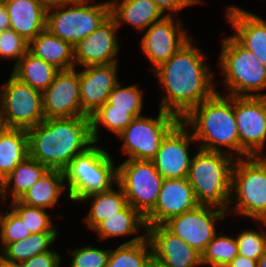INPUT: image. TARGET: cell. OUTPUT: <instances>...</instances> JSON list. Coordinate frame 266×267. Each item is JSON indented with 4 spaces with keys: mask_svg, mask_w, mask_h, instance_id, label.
<instances>
[{
    "mask_svg": "<svg viewBox=\"0 0 266 267\" xmlns=\"http://www.w3.org/2000/svg\"><path fill=\"white\" fill-rule=\"evenodd\" d=\"M198 44L201 45L192 36L168 61L150 73L162 91L158 95L161 97L158 108L180 119L218 90L216 70L206 62L208 51Z\"/></svg>",
    "mask_w": 266,
    "mask_h": 267,
    "instance_id": "obj_1",
    "label": "cell"
},
{
    "mask_svg": "<svg viewBox=\"0 0 266 267\" xmlns=\"http://www.w3.org/2000/svg\"><path fill=\"white\" fill-rule=\"evenodd\" d=\"M27 131L29 156L48 169L63 171L94 144L89 116L44 119Z\"/></svg>",
    "mask_w": 266,
    "mask_h": 267,
    "instance_id": "obj_2",
    "label": "cell"
},
{
    "mask_svg": "<svg viewBox=\"0 0 266 267\" xmlns=\"http://www.w3.org/2000/svg\"><path fill=\"white\" fill-rule=\"evenodd\" d=\"M181 121L191 130L197 148L240 158L234 96L216 92L194 107Z\"/></svg>",
    "mask_w": 266,
    "mask_h": 267,
    "instance_id": "obj_3",
    "label": "cell"
},
{
    "mask_svg": "<svg viewBox=\"0 0 266 267\" xmlns=\"http://www.w3.org/2000/svg\"><path fill=\"white\" fill-rule=\"evenodd\" d=\"M217 68L222 74L218 93L228 96L266 97V66L231 34L219 41ZM225 88V89H224Z\"/></svg>",
    "mask_w": 266,
    "mask_h": 267,
    "instance_id": "obj_4",
    "label": "cell"
},
{
    "mask_svg": "<svg viewBox=\"0 0 266 267\" xmlns=\"http://www.w3.org/2000/svg\"><path fill=\"white\" fill-rule=\"evenodd\" d=\"M197 150L192 157L187 180L199 206L226 213L231 196V175L235 158L223 152Z\"/></svg>",
    "mask_w": 266,
    "mask_h": 267,
    "instance_id": "obj_5",
    "label": "cell"
},
{
    "mask_svg": "<svg viewBox=\"0 0 266 267\" xmlns=\"http://www.w3.org/2000/svg\"><path fill=\"white\" fill-rule=\"evenodd\" d=\"M100 143H94L76 155L63 170L70 202L78 204L83 198L111 189L117 184V161ZM76 203V204H75Z\"/></svg>",
    "mask_w": 266,
    "mask_h": 267,
    "instance_id": "obj_6",
    "label": "cell"
},
{
    "mask_svg": "<svg viewBox=\"0 0 266 267\" xmlns=\"http://www.w3.org/2000/svg\"><path fill=\"white\" fill-rule=\"evenodd\" d=\"M228 217L266 220V156L235 159Z\"/></svg>",
    "mask_w": 266,
    "mask_h": 267,
    "instance_id": "obj_7",
    "label": "cell"
},
{
    "mask_svg": "<svg viewBox=\"0 0 266 267\" xmlns=\"http://www.w3.org/2000/svg\"><path fill=\"white\" fill-rule=\"evenodd\" d=\"M103 1L65 0L49 3L46 29L74 47L110 17V2Z\"/></svg>",
    "mask_w": 266,
    "mask_h": 267,
    "instance_id": "obj_8",
    "label": "cell"
},
{
    "mask_svg": "<svg viewBox=\"0 0 266 267\" xmlns=\"http://www.w3.org/2000/svg\"><path fill=\"white\" fill-rule=\"evenodd\" d=\"M157 115L135 118L117 137L122 142L119 151L125 159L152 160L162 140L181 121L173 113L160 108Z\"/></svg>",
    "mask_w": 266,
    "mask_h": 267,
    "instance_id": "obj_9",
    "label": "cell"
},
{
    "mask_svg": "<svg viewBox=\"0 0 266 267\" xmlns=\"http://www.w3.org/2000/svg\"><path fill=\"white\" fill-rule=\"evenodd\" d=\"M9 74L0 85V123L6 128L28 130L45 119L42 92Z\"/></svg>",
    "mask_w": 266,
    "mask_h": 267,
    "instance_id": "obj_10",
    "label": "cell"
},
{
    "mask_svg": "<svg viewBox=\"0 0 266 267\" xmlns=\"http://www.w3.org/2000/svg\"><path fill=\"white\" fill-rule=\"evenodd\" d=\"M117 177L128 204L145 218L155 208L164 178L151 160L137 159L118 163Z\"/></svg>",
    "mask_w": 266,
    "mask_h": 267,
    "instance_id": "obj_11",
    "label": "cell"
},
{
    "mask_svg": "<svg viewBox=\"0 0 266 267\" xmlns=\"http://www.w3.org/2000/svg\"><path fill=\"white\" fill-rule=\"evenodd\" d=\"M181 19L185 18L165 16L140 34L139 52L150 62L148 72L168 61L192 37Z\"/></svg>",
    "mask_w": 266,
    "mask_h": 267,
    "instance_id": "obj_12",
    "label": "cell"
},
{
    "mask_svg": "<svg viewBox=\"0 0 266 267\" xmlns=\"http://www.w3.org/2000/svg\"><path fill=\"white\" fill-rule=\"evenodd\" d=\"M240 158L266 156V97L234 96Z\"/></svg>",
    "mask_w": 266,
    "mask_h": 267,
    "instance_id": "obj_13",
    "label": "cell"
},
{
    "mask_svg": "<svg viewBox=\"0 0 266 267\" xmlns=\"http://www.w3.org/2000/svg\"><path fill=\"white\" fill-rule=\"evenodd\" d=\"M227 219L228 213L220 209L198 206L191 211L170 218L164 225L192 248L202 253L219 232V224L226 222Z\"/></svg>",
    "mask_w": 266,
    "mask_h": 267,
    "instance_id": "obj_14",
    "label": "cell"
},
{
    "mask_svg": "<svg viewBox=\"0 0 266 267\" xmlns=\"http://www.w3.org/2000/svg\"><path fill=\"white\" fill-rule=\"evenodd\" d=\"M195 145L191 130L180 121L162 140L151 161L164 179L187 178Z\"/></svg>",
    "mask_w": 266,
    "mask_h": 267,
    "instance_id": "obj_15",
    "label": "cell"
},
{
    "mask_svg": "<svg viewBox=\"0 0 266 267\" xmlns=\"http://www.w3.org/2000/svg\"><path fill=\"white\" fill-rule=\"evenodd\" d=\"M119 28L110 16L89 36L74 46L75 68L120 62Z\"/></svg>",
    "mask_w": 266,
    "mask_h": 267,
    "instance_id": "obj_16",
    "label": "cell"
},
{
    "mask_svg": "<svg viewBox=\"0 0 266 267\" xmlns=\"http://www.w3.org/2000/svg\"><path fill=\"white\" fill-rule=\"evenodd\" d=\"M79 68L60 70L42 93L45 119L82 116Z\"/></svg>",
    "mask_w": 266,
    "mask_h": 267,
    "instance_id": "obj_17",
    "label": "cell"
},
{
    "mask_svg": "<svg viewBox=\"0 0 266 267\" xmlns=\"http://www.w3.org/2000/svg\"><path fill=\"white\" fill-rule=\"evenodd\" d=\"M119 62L79 68L82 116H91L107 101L111 91L120 82Z\"/></svg>",
    "mask_w": 266,
    "mask_h": 267,
    "instance_id": "obj_18",
    "label": "cell"
},
{
    "mask_svg": "<svg viewBox=\"0 0 266 267\" xmlns=\"http://www.w3.org/2000/svg\"><path fill=\"white\" fill-rule=\"evenodd\" d=\"M153 258L166 267H201V253L164 224L147 227Z\"/></svg>",
    "mask_w": 266,
    "mask_h": 267,
    "instance_id": "obj_19",
    "label": "cell"
},
{
    "mask_svg": "<svg viewBox=\"0 0 266 267\" xmlns=\"http://www.w3.org/2000/svg\"><path fill=\"white\" fill-rule=\"evenodd\" d=\"M198 206L194 190L187 178L164 179L155 208L145 217L146 226L164 224L170 218Z\"/></svg>",
    "mask_w": 266,
    "mask_h": 267,
    "instance_id": "obj_20",
    "label": "cell"
},
{
    "mask_svg": "<svg viewBox=\"0 0 266 267\" xmlns=\"http://www.w3.org/2000/svg\"><path fill=\"white\" fill-rule=\"evenodd\" d=\"M225 21L231 35L266 66V20L236 4L226 5Z\"/></svg>",
    "mask_w": 266,
    "mask_h": 267,
    "instance_id": "obj_21",
    "label": "cell"
},
{
    "mask_svg": "<svg viewBox=\"0 0 266 267\" xmlns=\"http://www.w3.org/2000/svg\"><path fill=\"white\" fill-rule=\"evenodd\" d=\"M13 29L30 42L46 29V15L49 3L45 0H5Z\"/></svg>",
    "mask_w": 266,
    "mask_h": 267,
    "instance_id": "obj_22",
    "label": "cell"
},
{
    "mask_svg": "<svg viewBox=\"0 0 266 267\" xmlns=\"http://www.w3.org/2000/svg\"><path fill=\"white\" fill-rule=\"evenodd\" d=\"M96 238L101 241H109L118 238H128L121 244L135 243L147 237L145 218L129 204L120 212L101 222L93 231ZM141 233V234H140ZM128 236V237H127ZM122 237V238H121Z\"/></svg>",
    "mask_w": 266,
    "mask_h": 267,
    "instance_id": "obj_23",
    "label": "cell"
},
{
    "mask_svg": "<svg viewBox=\"0 0 266 267\" xmlns=\"http://www.w3.org/2000/svg\"><path fill=\"white\" fill-rule=\"evenodd\" d=\"M110 16L119 32L123 25L132 27L138 36L165 15L152 0H109ZM121 27V28H120Z\"/></svg>",
    "mask_w": 266,
    "mask_h": 267,
    "instance_id": "obj_24",
    "label": "cell"
},
{
    "mask_svg": "<svg viewBox=\"0 0 266 267\" xmlns=\"http://www.w3.org/2000/svg\"><path fill=\"white\" fill-rule=\"evenodd\" d=\"M62 197L67 199L66 202L70 201L65 187L64 172L58 169H48L19 201L27 206L53 211V209L59 210L58 203H61Z\"/></svg>",
    "mask_w": 266,
    "mask_h": 267,
    "instance_id": "obj_25",
    "label": "cell"
},
{
    "mask_svg": "<svg viewBox=\"0 0 266 267\" xmlns=\"http://www.w3.org/2000/svg\"><path fill=\"white\" fill-rule=\"evenodd\" d=\"M79 203L87 205L88 210L81 219L91 232L105 219L120 212L128 205L123 189L118 183L107 191L83 198Z\"/></svg>",
    "mask_w": 266,
    "mask_h": 267,
    "instance_id": "obj_26",
    "label": "cell"
},
{
    "mask_svg": "<svg viewBox=\"0 0 266 267\" xmlns=\"http://www.w3.org/2000/svg\"><path fill=\"white\" fill-rule=\"evenodd\" d=\"M28 50L59 70L75 68L74 47L47 29L29 42Z\"/></svg>",
    "mask_w": 266,
    "mask_h": 267,
    "instance_id": "obj_27",
    "label": "cell"
},
{
    "mask_svg": "<svg viewBox=\"0 0 266 267\" xmlns=\"http://www.w3.org/2000/svg\"><path fill=\"white\" fill-rule=\"evenodd\" d=\"M27 156L28 131L21 128H6L0 123V181Z\"/></svg>",
    "mask_w": 266,
    "mask_h": 267,
    "instance_id": "obj_28",
    "label": "cell"
},
{
    "mask_svg": "<svg viewBox=\"0 0 266 267\" xmlns=\"http://www.w3.org/2000/svg\"><path fill=\"white\" fill-rule=\"evenodd\" d=\"M48 168L34 158L27 156L2 181L4 197L19 200L45 174Z\"/></svg>",
    "mask_w": 266,
    "mask_h": 267,
    "instance_id": "obj_29",
    "label": "cell"
},
{
    "mask_svg": "<svg viewBox=\"0 0 266 267\" xmlns=\"http://www.w3.org/2000/svg\"><path fill=\"white\" fill-rule=\"evenodd\" d=\"M59 71L29 50L12 69L10 68L11 74L18 80L42 93L53 82Z\"/></svg>",
    "mask_w": 266,
    "mask_h": 267,
    "instance_id": "obj_30",
    "label": "cell"
},
{
    "mask_svg": "<svg viewBox=\"0 0 266 267\" xmlns=\"http://www.w3.org/2000/svg\"><path fill=\"white\" fill-rule=\"evenodd\" d=\"M59 234L60 232L30 234L26 239L9 243L3 249L2 256L6 260L22 263L36 255L51 251L60 237Z\"/></svg>",
    "mask_w": 266,
    "mask_h": 267,
    "instance_id": "obj_31",
    "label": "cell"
},
{
    "mask_svg": "<svg viewBox=\"0 0 266 267\" xmlns=\"http://www.w3.org/2000/svg\"><path fill=\"white\" fill-rule=\"evenodd\" d=\"M134 119L127 111L111 110V105L106 102L90 116L94 143L103 144L101 140L104 136H101V133L105 131L114 134L116 138Z\"/></svg>",
    "mask_w": 266,
    "mask_h": 267,
    "instance_id": "obj_32",
    "label": "cell"
},
{
    "mask_svg": "<svg viewBox=\"0 0 266 267\" xmlns=\"http://www.w3.org/2000/svg\"><path fill=\"white\" fill-rule=\"evenodd\" d=\"M113 247L110 246L106 267H147L153 258L152 246L148 237L135 243H118L117 247L113 244Z\"/></svg>",
    "mask_w": 266,
    "mask_h": 267,
    "instance_id": "obj_33",
    "label": "cell"
},
{
    "mask_svg": "<svg viewBox=\"0 0 266 267\" xmlns=\"http://www.w3.org/2000/svg\"><path fill=\"white\" fill-rule=\"evenodd\" d=\"M219 229L201 253L202 267H225L238 255L234 233L225 232L222 226Z\"/></svg>",
    "mask_w": 266,
    "mask_h": 267,
    "instance_id": "obj_34",
    "label": "cell"
},
{
    "mask_svg": "<svg viewBox=\"0 0 266 267\" xmlns=\"http://www.w3.org/2000/svg\"><path fill=\"white\" fill-rule=\"evenodd\" d=\"M8 203L9 204L7 205L21 218L26 229H28L31 234L40 232H60L58 229L59 225L55 224L56 221L53 216L62 218V211L61 213L58 211L59 213L57 215H52V211L27 206L22 204L19 200H14Z\"/></svg>",
    "mask_w": 266,
    "mask_h": 267,
    "instance_id": "obj_35",
    "label": "cell"
},
{
    "mask_svg": "<svg viewBox=\"0 0 266 267\" xmlns=\"http://www.w3.org/2000/svg\"><path fill=\"white\" fill-rule=\"evenodd\" d=\"M144 92L137 82L126 86L120 80L111 91L107 102L111 105V110L127 111L137 118L146 115L142 112L145 110Z\"/></svg>",
    "mask_w": 266,
    "mask_h": 267,
    "instance_id": "obj_36",
    "label": "cell"
},
{
    "mask_svg": "<svg viewBox=\"0 0 266 267\" xmlns=\"http://www.w3.org/2000/svg\"><path fill=\"white\" fill-rule=\"evenodd\" d=\"M255 226H245L242 230L235 231L238 254L250 259L258 260L266 249V222L253 221Z\"/></svg>",
    "mask_w": 266,
    "mask_h": 267,
    "instance_id": "obj_37",
    "label": "cell"
},
{
    "mask_svg": "<svg viewBox=\"0 0 266 267\" xmlns=\"http://www.w3.org/2000/svg\"><path fill=\"white\" fill-rule=\"evenodd\" d=\"M88 242V245L77 246L76 248L67 249V257L69 263L67 267H106L110 255V247L100 248V245L93 246ZM69 255V256H68Z\"/></svg>",
    "mask_w": 266,
    "mask_h": 267,
    "instance_id": "obj_38",
    "label": "cell"
},
{
    "mask_svg": "<svg viewBox=\"0 0 266 267\" xmlns=\"http://www.w3.org/2000/svg\"><path fill=\"white\" fill-rule=\"evenodd\" d=\"M31 233L21 218L7 205L0 217V241L4 249L9 243L26 239Z\"/></svg>",
    "mask_w": 266,
    "mask_h": 267,
    "instance_id": "obj_39",
    "label": "cell"
},
{
    "mask_svg": "<svg viewBox=\"0 0 266 267\" xmlns=\"http://www.w3.org/2000/svg\"><path fill=\"white\" fill-rule=\"evenodd\" d=\"M29 42L13 29L0 32V59L12 61L14 67L28 51ZM14 61V62H13Z\"/></svg>",
    "mask_w": 266,
    "mask_h": 267,
    "instance_id": "obj_40",
    "label": "cell"
},
{
    "mask_svg": "<svg viewBox=\"0 0 266 267\" xmlns=\"http://www.w3.org/2000/svg\"><path fill=\"white\" fill-rule=\"evenodd\" d=\"M61 255L63 254L58 252L57 247L55 246L49 252L36 255L20 263V267H63L62 262L66 263V261H63V257Z\"/></svg>",
    "mask_w": 266,
    "mask_h": 267,
    "instance_id": "obj_41",
    "label": "cell"
},
{
    "mask_svg": "<svg viewBox=\"0 0 266 267\" xmlns=\"http://www.w3.org/2000/svg\"><path fill=\"white\" fill-rule=\"evenodd\" d=\"M165 16H180L185 8L198 5L194 0H152Z\"/></svg>",
    "mask_w": 266,
    "mask_h": 267,
    "instance_id": "obj_42",
    "label": "cell"
},
{
    "mask_svg": "<svg viewBox=\"0 0 266 267\" xmlns=\"http://www.w3.org/2000/svg\"><path fill=\"white\" fill-rule=\"evenodd\" d=\"M225 267H257V260L250 259L245 256L237 255L227 266Z\"/></svg>",
    "mask_w": 266,
    "mask_h": 267,
    "instance_id": "obj_43",
    "label": "cell"
},
{
    "mask_svg": "<svg viewBox=\"0 0 266 267\" xmlns=\"http://www.w3.org/2000/svg\"><path fill=\"white\" fill-rule=\"evenodd\" d=\"M10 28L9 15L4 2L0 3V32Z\"/></svg>",
    "mask_w": 266,
    "mask_h": 267,
    "instance_id": "obj_44",
    "label": "cell"
},
{
    "mask_svg": "<svg viewBox=\"0 0 266 267\" xmlns=\"http://www.w3.org/2000/svg\"><path fill=\"white\" fill-rule=\"evenodd\" d=\"M0 267H20V263L6 260L3 256L0 257Z\"/></svg>",
    "mask_w": 266,
    "mask_h": 267,
    "instance_id": "obj_45",
    "label": "cell"
},
{
    "mask_svg": "<svg viewBox=\"0 0 266 267\" xmlns=\"http://www.w3.org/2000/svg\"><path fill=\"white\" fill-rule=\"evenodd\" d=\"M0 204H1V206H0V217H1L2 212H3V210H1V208L4 209V207H6V205L8 204L5 200V197H4V191H3V186H2L1 181H0Z\"/></svg>",
    "mask_w": 266,
    "mask_h": 267,
    "instance_id": "obj_46",
    "label": "cell"
},
{
    "mask_svg": "<svg viewBox=\"0 0 266 267\" xmlns=\"http://www.w3.org/2000/svg\"><path fill=\"white\" fill-rule=\"evenodd\" d=\"M257 267H266V249L261 257L257 260Z\"/></svg>",
    "mask_w": 266,
    "mask_h": 267,
    "instance_id": "obj_47",
    "label": "cell"
},
{
    "mask_svg": "<svg viewBox=\"0 0 266 267\" xmlns=\"http://www.w3.org/2000/svg\"><path fill=\"white\" fill-rule=\"evenodd\" d=\"M147 267H166V266H164L163 264H161L160 262H158L154 258H152L149 261Z\"/></svg>",
    "mask_w": 266,
    "mask_h": 267,
    "instance_id": "obj_48",
    "label": "cell"
},
{
    "mask_svg": "<svg viewBox=\"0 0 266 267\" xmlns=\"http://www.w3.org/2000/svg\"><path fill=\"white\" fill-rule=\"evenodd\" d=\"M197 4H199V5H203V4H205L206 3V1L205 0H194Z\"/></svg>",
    "mask_w": 266,
    "mask_h": 267,
    "instance_id": "obj_49",
    "label": "cell"
},
{
    "mask_svg": "<svg viewBox=\"0 0 266 267\" xmlns=\"http://www.w3.org/2000/svg\"><path fill=\"white\" fill-rule=\"evenodd\" d=\"M45 1H47L48 3H52V2L65 1V0H45Z\"/></svg>",
    "mask_w": 266,
    "mask_h": 267,
    "instance_id": "obj_50",
    "label": "cell"
},
{
    "mask_svg": "<svg viewBox=\"0 0 266 267\" xmlns=\"http://www.w3.org/2000/svg\"><path fill=\"white\" fill-rule=\"evenodd\" d=\"M2 254H3V248H2V245H1V241H0V257H2Z\"/></svg>",
    "mask_w": 266,
    "mask_h": 267,
    "instance_id": "obj_51",
    "label": "cell"
}]
</instances>
